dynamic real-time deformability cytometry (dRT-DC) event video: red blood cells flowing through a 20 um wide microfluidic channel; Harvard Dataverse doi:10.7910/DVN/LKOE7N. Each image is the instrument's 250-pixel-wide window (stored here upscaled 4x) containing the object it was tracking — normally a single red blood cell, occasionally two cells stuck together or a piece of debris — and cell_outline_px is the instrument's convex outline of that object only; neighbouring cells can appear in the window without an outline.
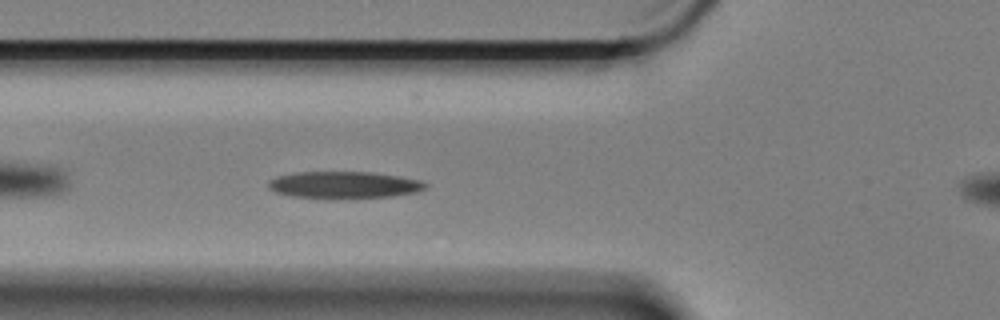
{"species": "Egyptian fruit bat (a non-hibernating species)", "species_latin": "Rousettus aegyptiacus", "temperature_condition": "cold", "stored_images_in_passage": 48, "camera_frame_rate_fps": 3000, "um_per_image_px": 0.085, "animal": {"sex": "female"}, "frame": {"image": 1, "passage_image": 9, "time_ms": 2.667, "image_size_px": [1000, 320], "cell_outline_px": [[428, 188], [416, 192], [392, 196], [328, 200], [292, 196], [276, 192], [268, 188], [268, 180], [276, 176], [296, 172], [368, 172], [400, 176], [420, 180], [428, 184]], "centroid_in_image_um": [29.22, 15.74], "position_along_channel_um": 96.6, "area_um2": 25.2}}
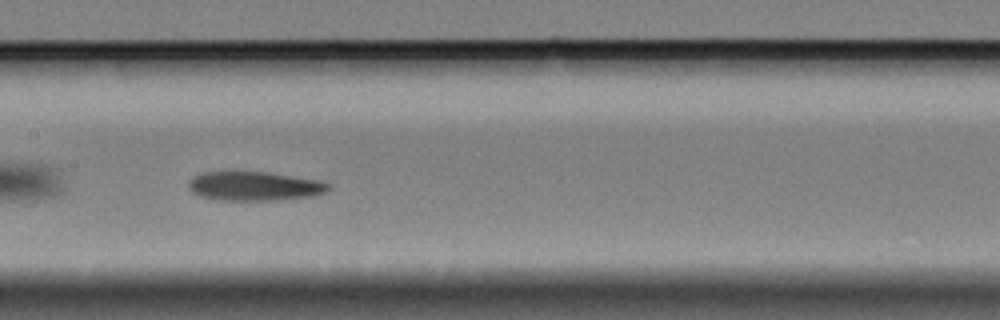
{"frame": {"image": 2, "passage_image": 17, "time_ms": 5.333, "image_size_px": [1000, 320], "cell_outline_px": [[332, 188], [328, 192], [312, 196], [276, 200], [216, 200], [200, 196], [192, 192], [188, 188], [188, 180], [192, 176], [200, 172], [268, 172], [320, 180], [328, 184]], "centroid_in_image_um": [21.61, 15.82], "position_along_channel_um": 185.8, "area_um2": 23.99}}
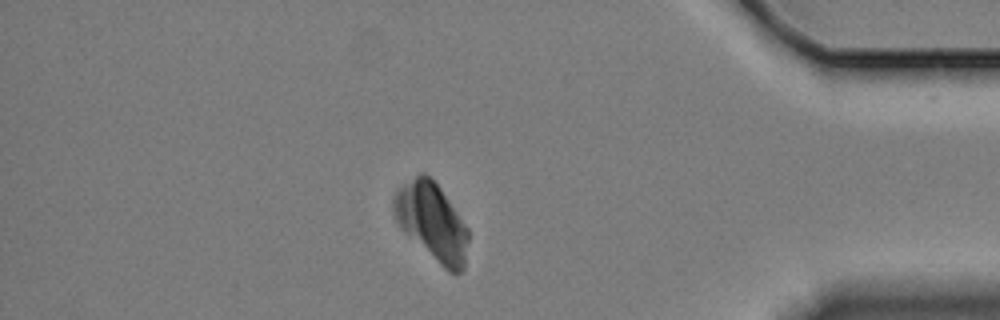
{"frame": {"image": 3, "passage_image": 39, "time_ms": 12.667, "image_size_px": [1000, 320], "cell_outline_px": [[468, 240], [464, 268], [460, 272], [448, 272], [400, 228], [396, 220], [392, 208], [392, 200], [396, 192], [404, 184], [420, 172], [424, 172], [440, 188], [468, 228]], "centroid_in_image_um": [36.7, 18.85], "position_along_channel_um": 398.5, "area_um2": 33.12}}